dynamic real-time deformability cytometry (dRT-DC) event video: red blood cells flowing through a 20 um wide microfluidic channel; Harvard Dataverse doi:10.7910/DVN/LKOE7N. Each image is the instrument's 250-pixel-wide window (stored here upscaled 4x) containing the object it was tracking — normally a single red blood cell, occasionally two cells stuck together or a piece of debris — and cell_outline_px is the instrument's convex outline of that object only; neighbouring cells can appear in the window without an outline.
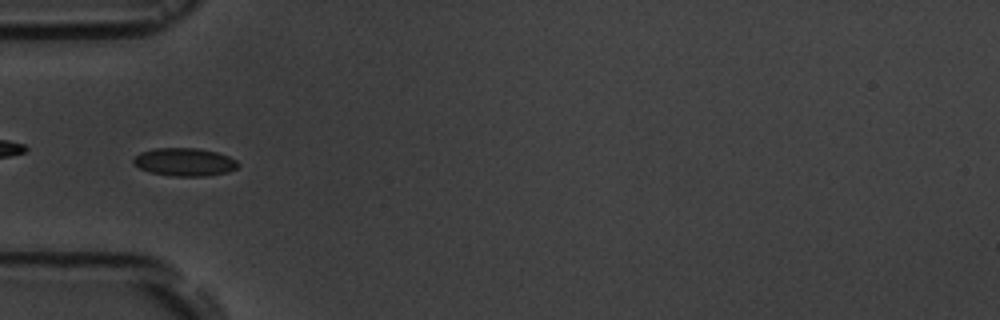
{"species": "common noctule bat (a hibernating species)", "species_latin": "Nyctalus noctula", "temperature_condition": "room temperature", "stored_images_in_passage": 9, "camera_frame_rate_fps": 3000, "um_per_image_px": 0.085, "animal": {"sex": "male", "body_mass_g": 19.5, "forearm_length_mm": 54.6}, "frame": {"image": 1, "passage_image": 6, "time_ms": 6.0, "image_size_px": [1000, 320], "cell_outline_px": [[240, 164], [236, 168], [228, 172], [204, 176], [172, 176], [152, 172], [140, 168], [132, 164], [132, 160], [140, 152], [156, 148], [196, 148], [216, 152], [228, 156], [236, 160]], "centroid_in_image_um": [15.68, 13.77], "position_along_channel_um": 69.3, "area_um2": 16.99}}
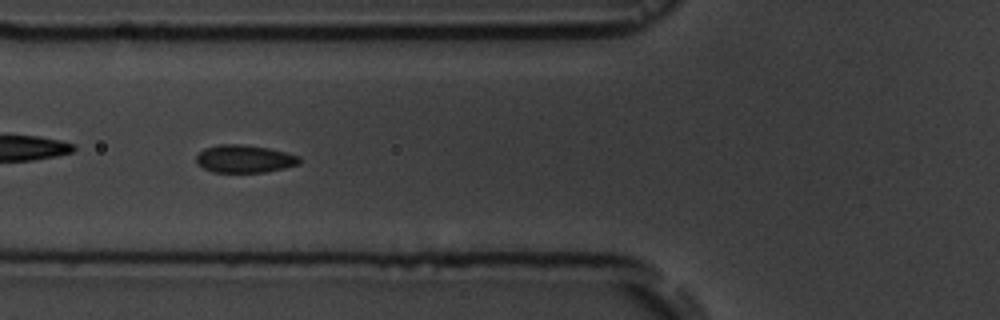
{"frame": {"image": 2, "passage_image": 7, "time_ms": 7.0, "image_size_px": [1000, 320], "cell_outline_px": [[300, 164], [284, 168], [264, 172], [212, 172], [196, 164], [196, 156], [204, 148], [220, 144], [240, 144], [268, 148], [300, 156]], "centroid_in_image_um": [20.76, 13.5], "position_along_channel_um": 105.0, "area_um2": 16.65}}